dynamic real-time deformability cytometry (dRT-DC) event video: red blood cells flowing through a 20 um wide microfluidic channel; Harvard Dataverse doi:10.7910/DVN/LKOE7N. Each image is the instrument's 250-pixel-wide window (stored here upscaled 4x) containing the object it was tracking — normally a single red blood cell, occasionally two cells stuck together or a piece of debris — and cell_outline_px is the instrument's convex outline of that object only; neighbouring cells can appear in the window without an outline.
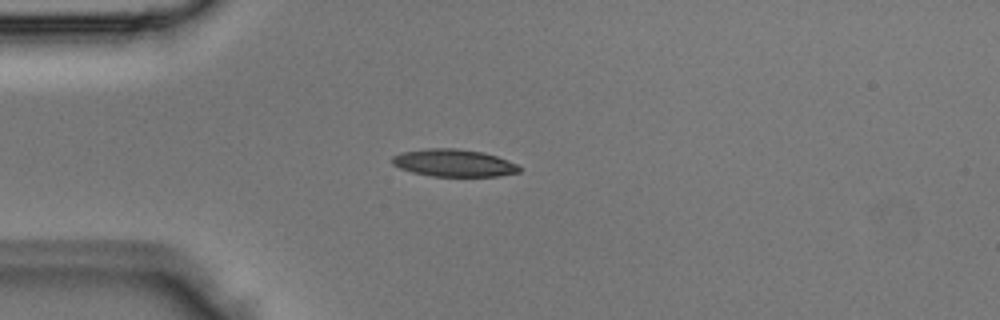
{"species": "Egyptian fruit bat (a non-hibernating species)", "species_latin": "Rousettus aegyptiacus", "temperature_condition": "room temperature", "stored_images_in_passage": 2, "camera_frame_rate_fps": 3000, "um_per_image_px": 0.085, "animal": {"sex": "male"}, "frame": {"image": 1, "passage_image": 2, "time_ms": 0.333, "image_size_px": [1000, 320], "cell_outline_px": [[520, 172], [500, 176], [432, 176], [412, 172], [400, 168], [392, 164], [392, 156], [400, 152], [424, 148], [456, 148], [484, 152], [508, 160], [516, 164], [520, 168]], "centroid_in_image_um": [38.55, 13.84], "position_along_channel_um": 46.5, "area_um2": 20.4}}